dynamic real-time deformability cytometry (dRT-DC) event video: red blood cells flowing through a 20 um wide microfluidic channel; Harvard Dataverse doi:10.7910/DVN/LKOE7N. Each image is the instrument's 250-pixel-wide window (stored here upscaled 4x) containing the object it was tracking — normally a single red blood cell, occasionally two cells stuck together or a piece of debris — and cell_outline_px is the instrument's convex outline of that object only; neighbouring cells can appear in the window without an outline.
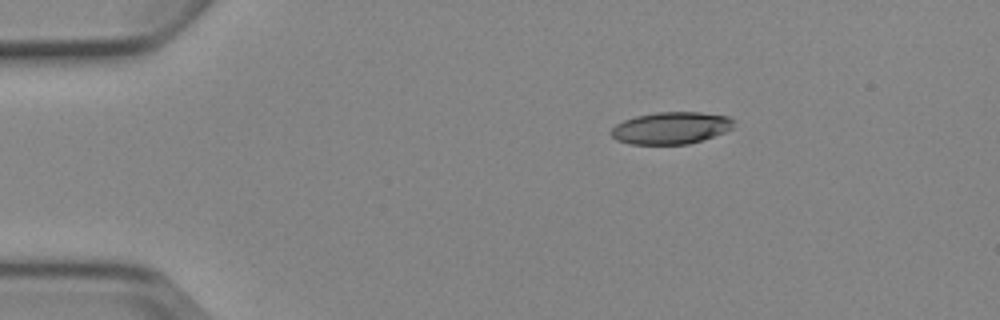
{"species": "Egyptian fruit bat (a non-hibernating species)", "species_latin": "Rousettus aegyptiacus", "temperature_condition": "cold", "stored_images_in_passage": 3, "camera_frame_rate_fps": 3000, "um_per_image_px": 0.085, "animal": {"sex": "female"}, "frame": {"image": 1, "passage_image": 1, "time_ms": 0.0, "image_size_px": [1000, 320], "cell_outline_px": [[736, 120], [732, 128], [724, 132], [688, 144], [628, 144], [616, 140], [608, 132], [616, 124], [624, 120], [636, 116], [656, 112], [700, 112], [732, 116]], "centroid_in_image_um": [57.03, 10.87], "position_along_channel_um": 28.0, "area_um2": 23.06}}